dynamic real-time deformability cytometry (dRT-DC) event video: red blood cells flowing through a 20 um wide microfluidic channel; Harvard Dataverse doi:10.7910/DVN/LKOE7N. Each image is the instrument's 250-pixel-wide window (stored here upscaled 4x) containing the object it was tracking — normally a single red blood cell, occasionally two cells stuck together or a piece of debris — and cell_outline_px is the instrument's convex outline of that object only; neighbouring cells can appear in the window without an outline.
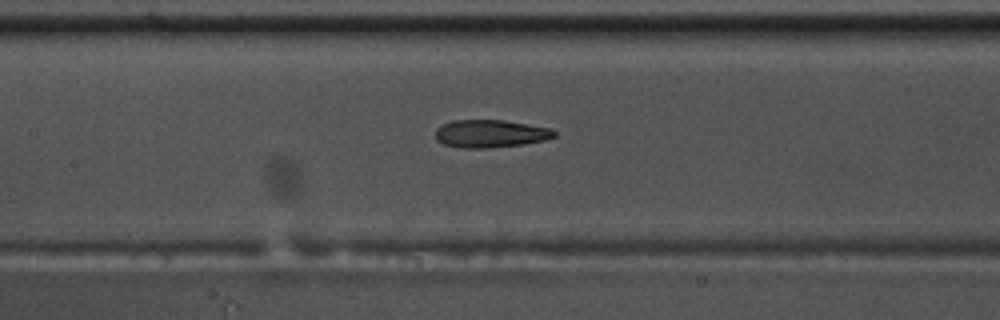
{"species": "common noctule bat (a hibernating species)", "species_latin": "Nyctalus noctula", "temperature_condition": "warm", "stored_images_in_passage": 41, "camera_frame_rate_fps": 3000, "um_per_image_px": 0.085, "animal": {"sex": "male", "body_mass_g": 17.5, "forearm_length_mm": 52.3}, "frame": {"image": 1, "passage_image": 13, "time_ms": 4.0, "image_size_px": [1000, 320], "cell_outline_px": [[556, 136], [544, 140], [524, 144], [488, 148], [460, 148], [444, 144], [436, 140], [436, 128], [452, 120], [504, 120], [552, 128], [556, 132]], "centroid_in_image_um": [41.69, 11.36], "position_along_channel_um": 165.7, "area_um2": 19.31}}
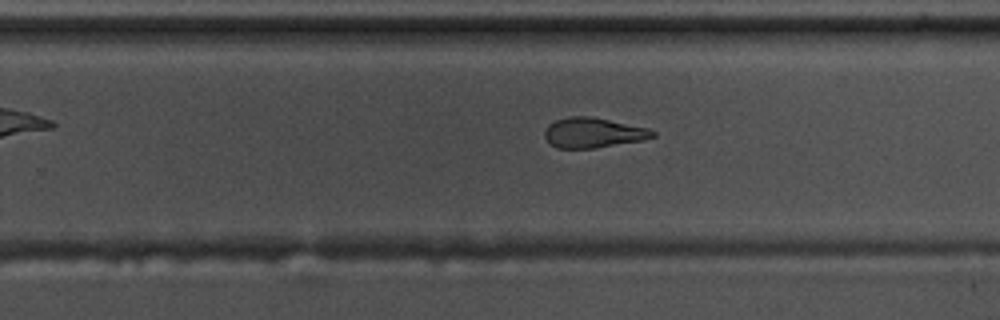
{"frame": {"image": 2, "passage_image": 22, "time_ms": 7.0, "image_size_px": [1000, 320], "cell_outline_px": [[656, 136], [644, 140], [596, 148], [556, 148], [544, 136], [544, 132], [548, 124], [556, 120], [568, 116], [592, 116], [648, 128], [656, 132]], "centroid_in_image_um": [50.44, 11.28], "position_along_channel_um": 279.4, "area_um2": 19.02}}
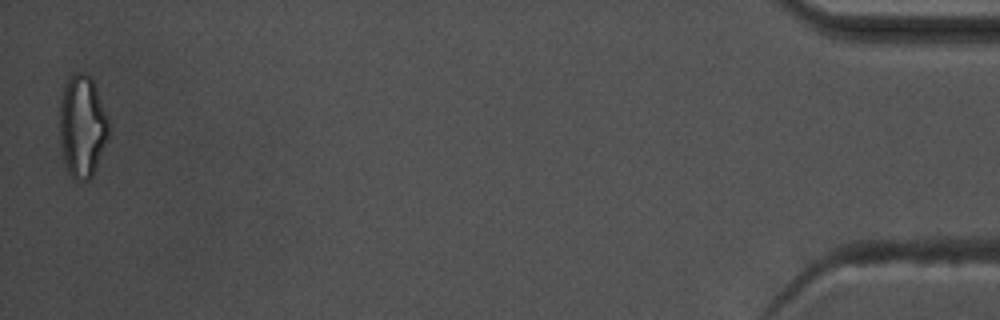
{"frame": {"image": 3, "passage_image": 41, "time_ms": 13.333, "image_size_px": [1000, 320], "cell_outline_px": [[108, 136], [92, 176], [88, 180], [76, 180], [68, 172], [64, 160], [60, 144], [60, 104], [64, 88], [68, 80], [76, 72], [84, 72], [92, 80], [96, 88], [108, 116]], "centroid_in_image_um": [6.99, 10.74], "position_along_channel_um": 428.2, "area_um2": 28.73}, "authors_computed_cell_mechanics": {"area_um2": 19.8832, "velocity_mm_per_s": 3.8064, "shape_relaxation_time_tau1_ms": 6.1126, "shape_relaxation_time_tau2_ms": 3.865, "deformation_change_tau1": 0.2061, "deformation_change_tau2": 0.1459}}